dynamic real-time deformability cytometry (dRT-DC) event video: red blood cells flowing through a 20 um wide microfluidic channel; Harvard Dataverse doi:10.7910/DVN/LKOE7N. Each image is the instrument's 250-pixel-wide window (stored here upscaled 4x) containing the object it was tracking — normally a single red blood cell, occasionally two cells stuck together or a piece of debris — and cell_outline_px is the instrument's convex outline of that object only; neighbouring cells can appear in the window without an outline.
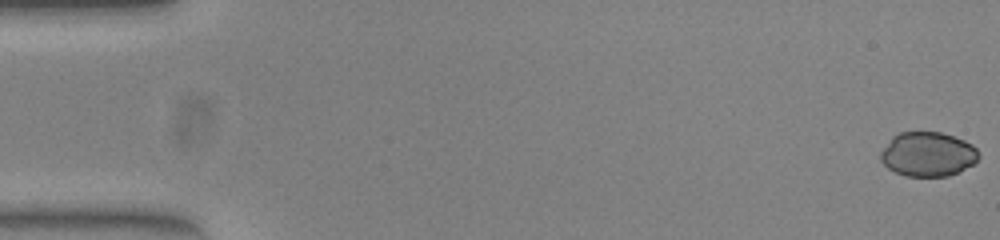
{"species": "common noctule bat (a hibernating species)", "species_latin": "Nyctalus noctula", "temperature_condition": "warm", "stored_images_in_passage": 53, "camera_frame_rate_fps": 3000, "um_per_image_px": 0.085, "animal": {"sex": "female", "body_mass_g": 23.0, "forearm_length_mm": 53.4}, "frame": {"image": 1, "passage_image": 1, "time_ms": 0.0, "image_size_px": [1000, 240], "cell_outline_px": [[980, 156], [972, 164], [948, 176], [908, 176], [896, 172], [888, 168], [880, 160], [880, 152], [892, 136], [900, 132], [940, 132], [964, 140], [972, 144], [976, 148]], "centroid_in_image_um": [78.84, 13.1], "position_along_channel_um": 6.2, "area_um2": 25.2}}
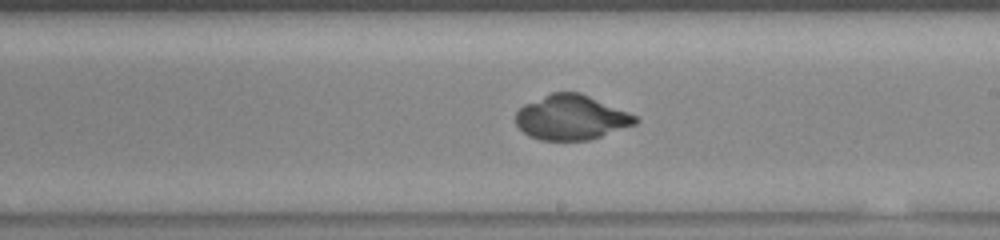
{"frame": {"image": 2, "passage_image": 31, "time_ms": 10.0, "image_size_px": [1000, 240], "cell_outline_px": [[640, 120], [636, 124], [588, 140], [540, 140], [528, 136], [516, 124], [516, 112], [524, 104], [552, 92], [580, 92], [628, 112], [636, 116]], "centroid_in_image_um": [48.54, 9.98], "position_along_channel_um": 240.5, "area_um2": 31.04}}
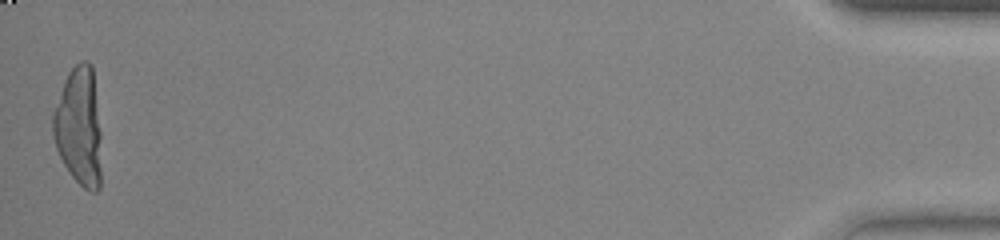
{"frame": {"image": 3, "passage_image": 53, "time_ms": 17.333, "image_size_px": [1000, 240], "cell_outline_px": [[100, 188], [96, 192], [92, 192], [84, 188], [72, 176], [64, 164], [56, 148], [52, 136], [52, 112], [68, 72], [80, 60], [88, 60], [92, 64], [100, 132]], "centroid_in_image_um": [6.7, 10.75], "position_along_channel_um": 428.5, "area_um2": 33.47}}